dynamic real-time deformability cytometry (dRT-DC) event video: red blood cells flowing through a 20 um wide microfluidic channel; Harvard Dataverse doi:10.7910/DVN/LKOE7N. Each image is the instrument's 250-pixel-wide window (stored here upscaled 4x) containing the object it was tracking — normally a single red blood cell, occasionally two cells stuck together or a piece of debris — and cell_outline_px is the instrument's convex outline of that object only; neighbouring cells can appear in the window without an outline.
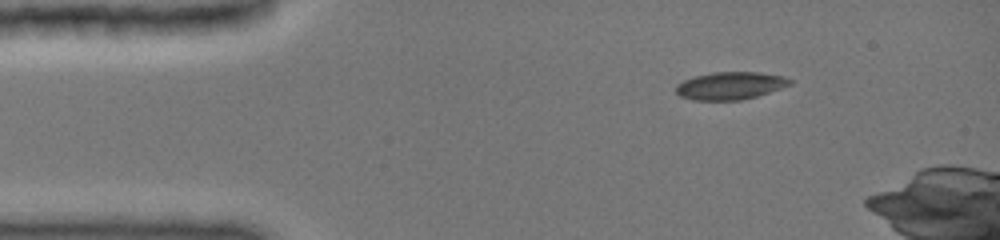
{"species": "common noctule bat (a hibernating species)", "species_latin": "Nyctalus noctula", "temperature_condition": "cold", "stored_images_in_passage": 63, "camera_frame_rate_fps": 3000, "um_per_image_px": 0.085, "animal": {"sex": "female", "body_mass_g": 19.0, "forearm_length_mm": 51.5}, "frame": {"image": 1, "passage_image": 1, "time_ms": 0.0, "image_size_px": [1000, 240], "cell_outline_px": [[792, 84], [756, 96], [740, 100], [692, 100], [680, 96], [676, 92], [676, 88], [684, 80], [696, 76], [716, 72], [756, 72], [780, 76], [792, 80]], "centroid_in_image_um": [62.06, 7.29], "position_along_channel_um": 22.9, "area_um2": 17.92}}
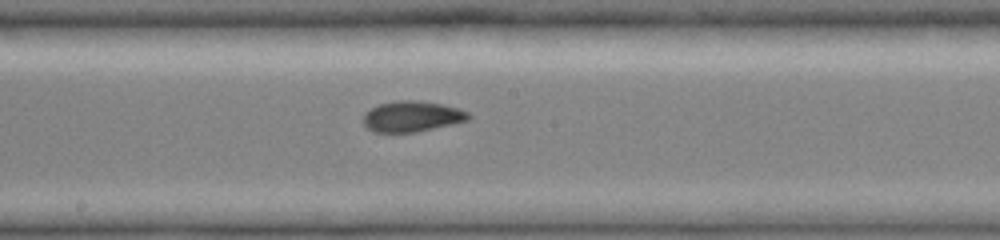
{"frame": {"image": 2, "passage_image": 21, "time_ms": 6.333, "image_size_px": [1000, 240], "cell_outline_px": [[472, 116], [468, 120], [416, 132], [372, 132], [364, 124], [364, 116], [372, 108], [380, 104], [400, 100], [412, 100], [440, 104], [456, 108], [468, 112]], "centroid_in_image_um": [35.02, 9.9], "position_along_channel_um": 213.2, "area_um2": 18.38}}
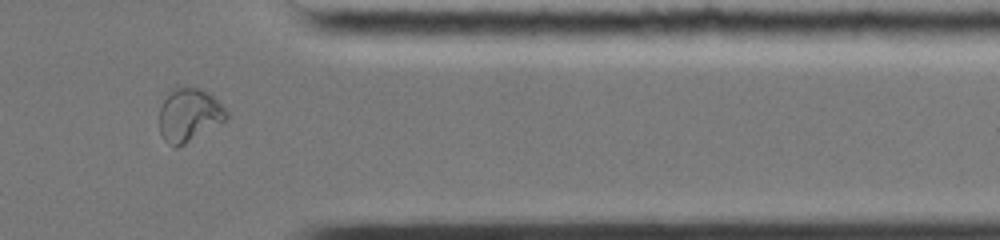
{"frame": {"image": 3, "passage_image": 47, "time_ms": 11.0, "image_size_px": [1000, 240], "cell_outline_px": [[228, 120], [184, 144], [176, 148], [168, 144], [164, 140], [160, 132], [160, 108], [164, 100], [176, 84], [200, 88], [208, 92], [228, 112]], "centroid_in_image_um": [16.08, 9.75], "position_along_channel_um": 395.3, "area_um2": 21.04}}